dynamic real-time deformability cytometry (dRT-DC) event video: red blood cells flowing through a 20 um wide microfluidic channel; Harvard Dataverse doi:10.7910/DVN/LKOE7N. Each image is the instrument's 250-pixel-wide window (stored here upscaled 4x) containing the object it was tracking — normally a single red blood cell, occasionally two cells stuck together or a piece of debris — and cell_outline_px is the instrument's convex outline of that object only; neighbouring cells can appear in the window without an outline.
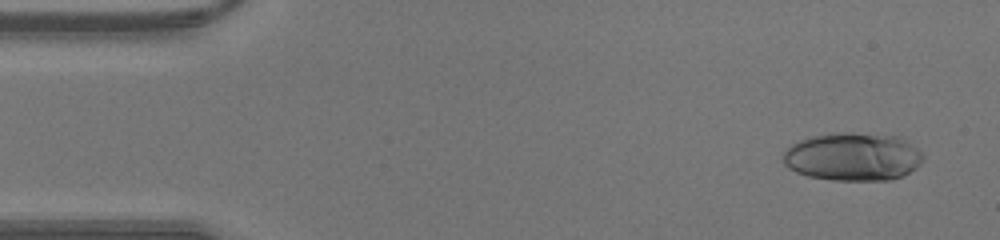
{"species": "human", "species_latin": "Homo sapiens", "temperature_condition": "warm", "stored_images_in_passage": 42, "camera_frame_rate_fps": 3000, "um_per_image_px": 0.085, "donor": {"sex": "male"}, "frame": {"image": 1, "passage_image": 3, "time_ms": 0.667, "image_size_px": [1000, 240], "cell_outline_px": [[924, 156], [920, 164], [916, 168], [904, 176], [892, 180], [832, 180], [808, 176], [796, 172], [788, 168], [784, 164], [784, 152], [792, 144], [800, 140], [812, 136], [836, 132], [852, 132], [900, 136], [916, 148]], "centroid_in_image_um": [72.51, 13.32], "position_along_channel_um": 12.5, "area_um2": 39.48}}
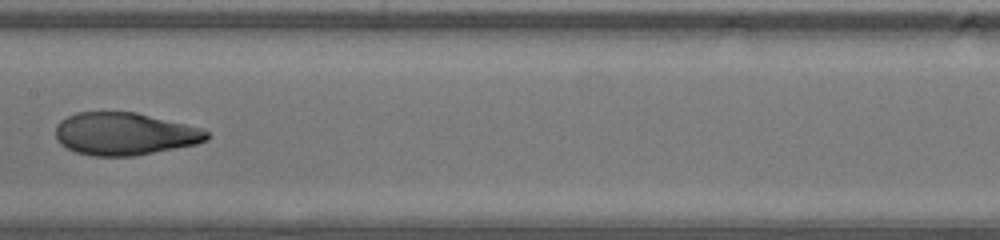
{"frame": {"image": 2, "passage_image": 21, "time_ms": 6.667, "image_size_px": [1000, 240], "cell_outline_px": [[208, 140], [196, 144], [132, 156], [92, 156], [76, 152], [60, 144], [56, 136], [56, 124], [60, 120], [76, 112], [136, 112], [204, 128], [208, 132]], "centroid_in_image_um": [10.59, 11.37], "position_along_channel_um": 196.8, "area_um2": 37.51}}
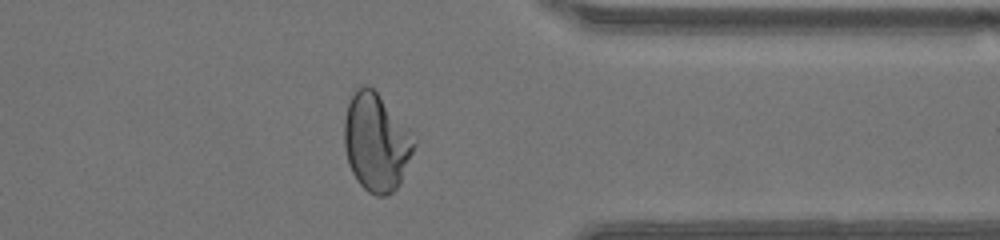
{"frame": {"image": 3, "passage_image": 33, "time_ms": 10.667, "image_size_px": [1000, 240], "cell_outline_px": [[416, 144], [400, 184], [388, 196], [376, 196], [368, 192], [356, 180], [348, 164], [344, 144], [344, 120], [348, 104], [356, 88], [368, 84], [376, 92], [408, 128], [416, 140]], "centroid_in_image_um": [31.97, 12.13], "position_along_channel_um": 379.4, "area_um2": 39.65}}